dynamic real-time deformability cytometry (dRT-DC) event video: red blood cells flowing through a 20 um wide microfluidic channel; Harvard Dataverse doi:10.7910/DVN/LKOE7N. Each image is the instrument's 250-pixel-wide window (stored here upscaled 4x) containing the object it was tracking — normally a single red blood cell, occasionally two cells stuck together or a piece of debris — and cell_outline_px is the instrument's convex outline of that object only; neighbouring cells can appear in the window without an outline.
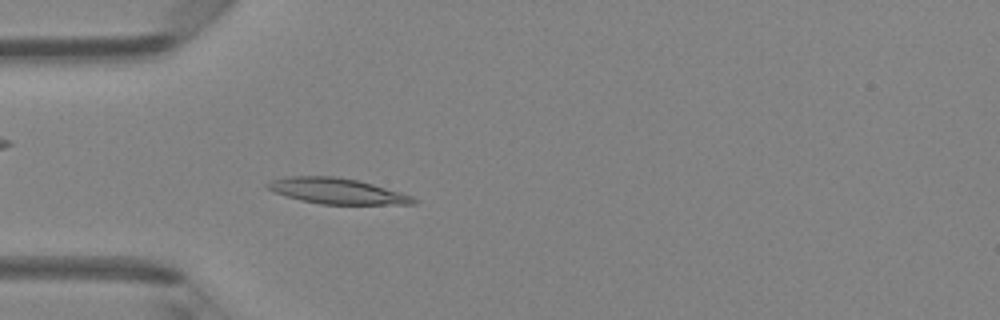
{"species": "Egyptian fruit bat (a non-hibernating species)", "species_latin": "Rousettus aegyptiacus", "temperature_condition": "room temperature", "stored_images_in_passage": 46, "camera_frame_rate_fps": 3000, "um_per_image_px": 0.085, "animal": {"sex": "female"}, "frame": {"image": 1, "passage_image": 13, "time_ms": 4.0, "image_size_px": [1000, 320], "cell_outline_px": [[420, 200], [416, 204], [320, 204], [300, 200], [276, 192], [268, 188], [264, 184], [272, 180], [288, 176], [336, 176], [356, 180], [372, 184], [400, 192], [412, 196]], "centroid_in_image_um": [28.67, 16.24], "position_along_channel_um": 56.3, "area_um2": 21.68}}
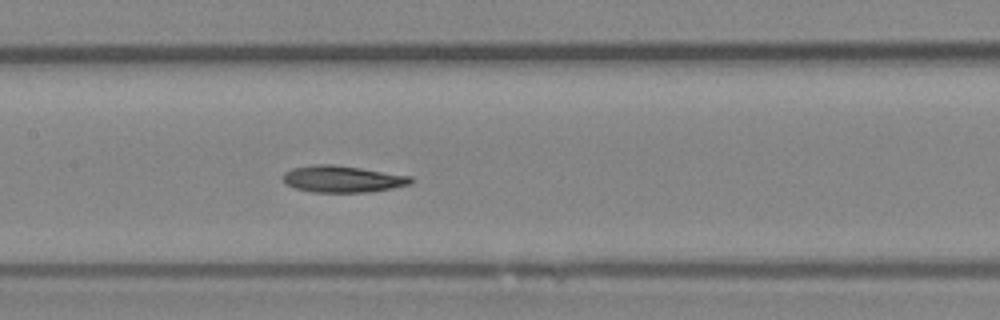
{"frame": {"image": 2, "passage_image": 22, "time_ms": 7.0, "image_size_px": [1000, 320], "cell_outline_px": [[416, 180], [412, 184], [392, 188], [368, 192], [312, 192], [296, 188], [284, 184], [280, 176], [284, 172], [292, 168], [312, 164], [332, 164], [360, 168], [412, 176]], "centroid_in_image_um": [29.09, 15.21], "position_along_channel_um": 178.3, "area_um2": 20.17}}
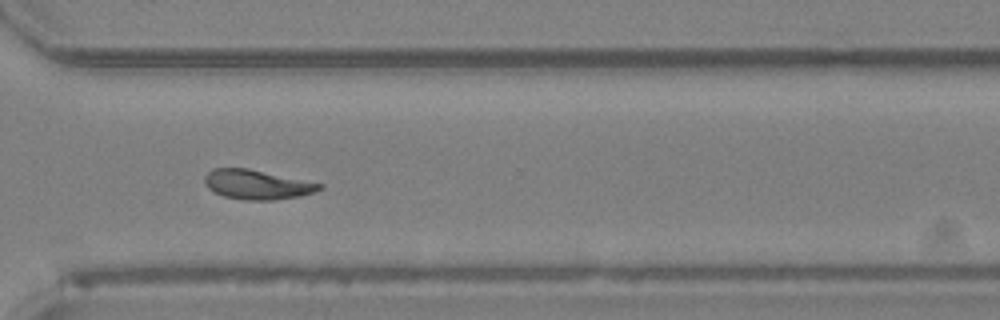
{"frame": {"image": 3, "passage_image": 34, "time_ms": 11.0, "image_size_px": [1000, 320], "cell_outline_px": [[324, 188], [300, 196], [272, 200], [244, 200], [224, 196], [208, 188], [204, 184], [204, 176], [212, 168], [248, 168], [324, 184]], "centroid_in_image_um": [21.83, 15.68], "position_along_channel_um": 348.8, "area_um2": 19.71}}